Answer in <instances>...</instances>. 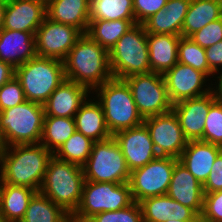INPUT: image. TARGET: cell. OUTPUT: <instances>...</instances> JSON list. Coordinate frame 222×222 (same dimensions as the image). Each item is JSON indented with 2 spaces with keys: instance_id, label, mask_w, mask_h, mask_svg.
Masks as SVG:
<instances>
[{
  "instance_id": "cell-1",
  "label": "cell",
  "mask_w": 222,
  "mask_h": 222,
  "mask_svg": "<svg viewBox=\"0 0 222 222\" xmlns=\"http://www.w3.org/2000/svg\"><path fill=\"white\" fill-rule=\"evenodd\" d=\"M53 153L43 144H16L0 149V180L39 191Z\"/></svg>"
},
{
  "instance_id": "cell-2",
  "label": "cell",
  "mask_w": 222,
  "mask_h": 222,
  "mask_svg": "<svg viewBox=\"0 0 222 222\" xmlns=\"http://www.w3.org/2000/svg\"><path fill=\"white\" fill-rule=\"evenodd\" d=\"M65 79L87 87H96L113 78L109 52L83 34L63 60Z\"/></svg>"
},
{
  "instance_id": "cell-3",
  "label": "cell",
  "mask_w": 222,
  "mask_h": 222,
  "mask_svg": "<svg viewBox=\"0 0 222 222\" xmlns=\"http://www.w3.org/2000/svg\"><path fill=\"white\" fill-rule=\"evenodd\" d=\"M85 182L81 166L52 156L39 192L72 215L82 198Z\"/></svg>"
},
{
  "instance_id": "cell-4",
  "label": "cell",
  "mask_w": 222,
  "mask_h": 222,
  "mask_svg": "<svg viewBox=\"0 0 222 222\" xmlns=\"http://www.w3.org/2000/svg\"><path fill=\"white\" fill-rule=\"evenodd\" d=\"M93 92H96L112 136L143 123L144 119L138 113L130 88L124 80L112 78L96 87Z\"/></svg>"
},
{
  "instance_id": "cell-5",
  "label": "cell",
  "mask_w": 222,
  "mask_h": 222,
  "mask_svg": "<svg viewBox=\"0 0 222 222\" xmlns=\"http://www.w3.org/2000/svg\"><path fill=\"white\" fill-rule=\"evenodd\" d=\"M44 117L43 105L28 100L1 111L0 142L2 147L40 143Z\"/></svg>"
},
{
  "instance_id": "cell-6",
  "label": "cell",
  "mask_w": 222,
  "mask_h": 222,
  "mask_svg": "<svg viewBox=\"0 0 222 222\" xmlns=\"http://www.w3.org/2000/svg\"><path fill=\"white\" fill-rule=\"evenodd\" d=\"M25 99L43 105L65 79L64 64L55 58L36 56L15 69Z\"/></svg>"
},
{
  "instance_id": "cell-7",
  "label": "cell",
  "mask_w": 222,
  "mask_h": 222,
  "mask_svg": "<svg viewBox=\"0 0 222 222\" xmlns=\"http://www.w3.org/2000/svg\"><path fill=\"white\" fill-rule=\"evenodd\" d=\"M109 64L116 79L151 72L147 32L142 24H135L116 42L109 51Z\"/></svg>"
},
{
  "instance_id": "cell-8",
  "label": "cell",
  "mask_w": 222,
  "mask_h": 222,
  "mask_svg": "<svg viewBox=\"0 0 222 222\" xmlns=\"http://www.w3.org/2000/svg\"><path fill=\"white\" fill-rule=\"evenodd\" d=\"M133 202L129 182L117 184L85 181L81 201L71 218L77 222H87L97 213L117 211Z\"/></svg>"
},
{
  "instance_id": "cell-9",
  "label": "cell",
  "mask_w": 222,
  "mask_h": 222,
  "mask_svg": "<svg viewBox=\"0 0 222 222\" xmlns=\"http://www.w3.org/2000/svg\"><path fill=\"white\" fill-rule=\"evenodd\" d=\"M82 169L85 181L121 184L130 180L125 157L113 137L93 143L91 154Z\"/></svg>"
},
{
  "instance_id": "cell-10",
  "label": "cell",
  "mask_w": 222,
  "mask_h": 222,
  "mask_svg": "<svg viewBox=\"0 0 222 222\" xmlns=\"http://www.w3.org/2000/svg\"><path fill=\"white\" fill-rule=\"evenodd\" d=\"M129 86L138 113L142 118L172 110L163 74L149 72L123 79Z\"/></svg>"
},
{
  "instance_id": "cell-11",
  "label": "cell",
  "mask_w": 222,
  "mask_h": 222,
  "mask_svg": "<svg viewBox=\"0 0 222 222\" xmlns=\"http://www.w3.org/2000/svg\"><path fill=\"white\" fill-rule=\"evenodd\" d=\"M179 159L158 156L145 166L130 172L129 185L134 202L167 194L175 163Z\"/></svg>"
},
{
  "instance_id": "cell-12",
  "label": "cell",
  "mask_w": 222,
  "mask_h": 222,
  "mask_svg": "<svg viewBox=\"0 0 222 222\" xmlns=\"http://www.w3.org/2000/svg\"><path fill=\"white\" fill-rule=\"evenodd\" d=\"M82 35L74 26L55 22L46 16L34 35L36 54L63 61Z\"/></svg>"
},
{
  "instance_id": "cell-13",
  "label": "cell",
  "mask_w": 222,
  "mask_h": 222,
  "mask_svg": "<svg viewBox=\"0 0 222 222\" xmlns=\"http://www.w3.org/2000/svg\"><path fill=\"white\" fill-rule=\"evenodd\" d=\"M158 156L179 159L188 140L185 138L176 114L167 113L144 118Z\"/></svg>"
},
{
  "instance_id": "cell-14",
  "label": "cell",
  "mask_w": 222,
  "mask_h": 222,
  "mask_svg": "<svg viewBox=\"0 0 222 222\" xmlns=\"http://www.w3.org/2000/svg\"><path fill=\"white\" fill-rule=\"evenodd\" d=\"M163 76L173 105L186 99L203 96L212 91L211 86L203 88L207 86L205 83L209 80L207 79L209 77L189 65L178 62L173 68L167 70Z\"/></svg>"
},
{
  "instance_id": "cell-15",
  "label": "cell",
  "mask_w": 222,
  "mask_h": 222,
  "mask_svg": "<svg viewBox=\"0 0 222 222\" xmlns=\"http://www.w3.org/2000/svg\"><path fill=\"white\" fill-rule=\"evenodd\" d=\"M112 137L119 144L130 172L145 166L158 157L144 123L116 132Z\"/></svg>"
},
{
  "instance_id": "cell-16",
  "label": "cell",
  "mask_w": 222,
  "mask_h": 222,
  "mask_svg": "<svg viewBox=\"0 0 222 222\" xmlns=\"http://www.w3.org/2000/svg\"><path fill=\"white\" fill-rule=\"evenodd\" d=\"M216 100L212 90L203 96L186 99L173 105L172 111L176 114L188 141L202 140L208 111Z\"/></svg>"
},
{
  "instance_id": "cell-17",
  "label": "cell",
  "mask_w": 222,
  "mask_h": 222,
  "mask_svg": "<svg viewBox=\"0 0 222 222\" xmlns=\"http://www.w3.org/2000/svg\"><path fill=\"white\" fill-rule=\"evenodd\" d=\"M46 16V0H6L3 29L35 35Z\"/></svg>"
},
{
  "instance_id": "cell-18",
  "label": "cell",
  "mask_w": 222,
  "mask_h": 222,
  "mask_svg": "<svg viewBox=\"0 0 222 222\" xmlns=\"http://www.w3.org/2000/svg\"><path fill=\"white\" fill-rule=\"evenodd\" d=\"M167 195L191 208L200 217L204 201L203 184L179 160L175 163Z\"/></svg>"
},
{
  "instance_id": "cell-19",
  "label": "cell",
  "mask_w": 222,
  "mask_h": 222,
  "mask_svg": "<svg viewBox=\"0 0 222 222\" xmlns=\"http://www.w3.org/2000/svg\"><path fill=\"white\" fill-rule=\"evenodd\" d=\"M89 93L87 87L65 80L43 104L45 117L74 118Z\"/></svg>"
},
{
  "instance_id": "cell-20",
  "label": "cell",
  "mask_w": 222,
  "mask_h": 222,
  "mask_svg": "<svg viewBox=\"0 0 222 222\" xmlns=\"http://www.w3.org/2000/svg\"><path fill=\"white\" fill-rule=\"evenodd\" d=\"M143 222H164L166 220H180L200 222V217L191 209L167 194L148 197L139 202Z\"/></svg>"
},
{
  "instance_id": "cell-21",
  "label": "cell",
  "mask_w": 222,
  "mask_h": 222,
  "mask_svg": "<svg viewBox=\"0 0 222 222\" xmlns=\"http://www.w3.org/2000/svg\"><path fill=\"white\" fill-rule=\"evenodd\" d=\"M35 36L32 32L2 29L0 31V60L15 69L36 57Z\"/></svg>"
},
{
  "instance_id": "cell-22",
  "label": "cell",
  "mask_w": 222,
  "mask_h": 222,
  "mask_svg": "<svg viewBox=\"0 0 222 222\" xmlns=\"http://www.w3.org/2000/svg\"><path fill=\"white\" fill-rule=\"evenodd\" d=\"M191 0H168L165 8L151 15L142 25L147 34L181 36L182 25Z\"/></svg>"
},
{
  "instance_id": "cell-23",
  "label": "cell",
  "mask_w": 222,
  "mask_h": 222,
  "mask_svg": "<svg viewBox=\"0 0 222 222\" xmlns=\"http://www.w3.org/2000/svg\"><path fill=\"white\" fill-rule=\"evenodd\" d=\"M221 151L222 147L216 144L201 140L188 141L179 161L201 184H204L216 157Z\"/></svg>"
},
{
  "instance_id": "cell-24",
  "label": "cell",
  "mask_w": 222,
  "mask_h": 222,
  "mask_svg": "<svg viewBox=\"0 0 222 222\" xmlns=\"http://www.w3.org/2000/svg\"><path fill=\"white\" fill-rule=\"evenodd\" d=\"M47 17L74 26L86 34L90 21V0H46Z\"/></svg>"
},
{
  "instance_id": "cell-25",
  "label": "cell",
  "mask_w": 222,
  "mask_h": 222,
  "mask_svg": "<svg viewBox=\"0 0 222 222\" xmlns=\"http://www.w3.org/2000/svg\"><path fill=\"white\" fill-rule=\"evenodd\" d=\"M180 37L172 34H147L151 72L164 74L178 63Z\"/></svg>"
},
{
  "instance_id": "cell-26",
  "label": "cell",
  "mask_w": 222,
  "mask_h": 222,
  "mask_svg": "<svg viewBox=\"0 0 222 222\" xmlns=\"http://www.w3.org/2000/svg\"><path fill=\"white\" fill-rule=\"evenodd\" d=\"M91 100L88 98L74 115L76 131L94 142L107 140L112 135L106 126L102 106L97 100Z\"/></svg>"
},
{
  "instance_id": "cell-27",
  "label": "cell",
  "mask_w": 222,
  "mask_h": 222,
  "mask_svg": "<svg viewBox=\"0 0 222 222\" xmlns=\"http://www.w3.org/2000/svg\"><path fill=\"white\" fill-rule=\"evenodd\" d=\"M37 191L18 185L1 182L0 216L5 222H20L26 213L29 202Z\"/></svg>"
},
{
  "instance_id": "cell-28",
  "label": "cell",
  "mask_w": 222,
  "mask_h": 222,
  "mask_svg": "<svg viewBox=\"0 0 222 222\" xmlns=\"http://www.w3.org/2000/svg\"><path fill=\"white\" fill-rule=\"evenodd\" d=\"M222 17V1L191 0L182 25L181 36L190 37L210 22Z\"/></svg>"
},
{
  "instance_id": "cell-29",
  "label": "cell",
  "mask_w": 222,
  "mask_h": 222,
  "mask_svg": "<svg viewBox=\"0 0 222 222\" xmlns=\"http://www.w3.org/2000/svg\"><path fill=\"white\" fill-rule=\"evenodd\" d=\"M136 23V20H90L86 34L108 52Z\"/></svg>"
},
{
  "instance_id": "cell-30",
  "label": "cell",
  "mask_w": 222,
  "mask_h": 222,
  "mask_svg": "<svg viewBox=\"0 0 222 222\" xmlns=\"http://www.w3.org/2000/svg\"><path fill=\"white\" fill-rule=\"evenodd\" d=\"M71 215L46 195L36 192L20 222H67Z\"/></svg>"
},
{
  "instance_id": "cell-31",
  "label": "cell",
  "mask_w": 222,
  "mask_h": 222,
  "mask_svg": "<svg viewBox=\"0 0 222 222\" xmlns=\"http://www.w3.org/2000/svg\"><path fill=\"white\" fill-rule=\"evenodd\" d=\"M75 132L74 118L44 117L40 143L54 154Z\"/></svg>"
},
{
  "instance_id": "cell-32",
  "label": "cell",
  "mask_w": 222,
  "mask_h": 222,
  "mask_svg": "<svg viewBox=\"0 0 222 222\" xmlns=\"http://www.w3.org/2000/svg\"><path fill=\"white\" fill-rule=\"evenodd\" d=\"M135 20L133 0H90V20Z\"/></svg>"
},
{
  "instance_id": "cell-33",
  "label": "cell",
  "mask_w": 222,
  "mask_h": 222,
  "mask_svg": "<svg viewBox=\"0 0 222 222\" xmlns=\"http://www.w3.org/2000/svg\"><path fill=\"white\" fill-rule=\"evenodd\" d=\"M94 141L80 132H75L53 154L60 160L83 166L91 154Z\"/></svg>"
},
{
  "instance_id": "cell-34",
  "label": "cell",
  "mask_w": 222,
  "mask_h": 222,
  "mask_svg": "<svg viewBox=\"0 0 222 222\" xmlns=\"http://www.w3.org/2000/svg\"><path fill=\"white\" fill-rule=\"evenodd\" d=\"M178 62L203 72L207 77L214 74L209 69L204 48L200 47L189 37H180L178 44Z\"/></svg>"
},
{
  "instance_id": "cell-35",
  "label": "cell",
  "mask_w": 222,
  "mask_h": 222,
  "mask_svg": "<svg viewBox=\"0 0 222 222\" xmlns=\"http://www.w3.org/2000/svg\"><path fill=\"white\" fill-rule=\"evenodd\" d=\"M201 141L222 147V102L218 100L210 106Z\"/></svg>"
},
{
  "instance_id": "cell-36",
  "label": "cell",
  "mask_w": 222,
  "mask_h": 222,
  "mask_svg": "<svg viewBox=\"0 0 222 222\" xmlns=\"http://www.w3.org/2000/svg\"><path fill=\"white\" fill-rule=\"evenodd\" d=\"M87 222H143V216L140 204L133 202L130 206L117 211L97 213Z\"/></svg>"
},
{
  "instance_id": "cell-37",
  "label": "cell",
  "mask_w": 222,
  "mask_h": 222,
  "mask_svg": "<svg viewBox=\"0 0 222 222\" xmlns=\"http://www.w3.org/2000/svg\"><path fill=\"white\" fill-rule=\"evenodd\" d=\"M25 101L23 88L15 76L0 87V112Z\"/></svg>"
},
{
  "instance_id": "cell-38",
  "label": "cell",
  "mask_w": 222,
  "mask_h": 222,
  "mask_svg": "<svg viewBox=\"0 0 222 222\" xmlns=\"http://www.w3.org/2000/svg\"><path fill=\"white\" fill-rule=\"evenodd\" d=\"M200 222H222V190L204 193Z\"/></svg>"
},
{
  "instance_id": "cell-39",
  "label": "cell",
  "mask_w": 222,
  "mask_h": 222,
  "mask_svg": "<svg viewBox=\"0 0 222 222\" xmlns=\"http://www.w3.org/2000/svg\"><path fill=\"white\" fill-rule=\"evenodd\" d=\"M202 48L217 44L222 40V17L210 22L201 30L196 31L189 37Z\"/></svg>"
},
{
  "instance_id": "cell-40",
  "label": "cell",
  "mask_w": 222,
  "mask_h": 222,
  "mask_svg": "<svg viewBox=\"0 0 222 222\" xmlns=\"http://www.w3.org/2000/svg\"><path fill=\"white\" fill-rule=\"evenodd\" d=\"M168 0H133L136 23L142 24L151 15L164 9Z\"/></svg>"
},
{
  "instance_id": "cell-41",
  "label": "cell",
  "mask_w": 222,
  "mask_h": 222,
  "mask_svg": "<svg viewBox=\"0 0 222 222\" xmlns=\"http://www.w3.org/2000/svg\"><path fill=\"white\" fill-rule=\"evenodd\" d=\"M222 190V151L216 157L211 172L203 184L204 193Z\"/></svg>"
},
{
  "instance_id": "cell-42",
  "label": "cell",
  "mask_w": 222,
  "mask_h": 222,
  "mask_svg": "<svg viewBox=\"0 0 222 222\" xmlns=\"http://www.w3.org/2000/svg\"><path fill=\"white\" fill-rule=\"evenodd\" d=\"M209 69L218 73L222 68V40L217 44L204 48ZM222 72V69H221Z\"/></svg>"
},
{
  "instance_id": "cell-43",
  "label": "cell",
  "mask_w": 222,
  "mask_h": 222,
  "mask_svg": "<svg viewBox=\"0 0 222 222\" xmlns=\"http://www.w3.org/2000/svg\"><path fill=\"white\" fill-rule=\"evenodd\" d=\"M15 76V68L0 60V87Z\"/></svg>"
},
{
  "instance_id": "cell-44",
  "label": "cell",
  "mask_w": 222,
  "mask_h": 222,
  "mask_svg": "<svg viewBox=\"0 0 222 222\" xmlns=\"http://www.w3.org/2000/svg\"><path fill=\"white\" fill-rule=\"evenodd\" d=\"M219 79V80H218ZM217 86L216 88L214 89L213 87V91L215 93V96H216V99L220 102H222V72H220V76H217Z\"/></svg>"
},
{
  "instance_id": "cell-45",
  "label": "cell",
  "mask_w": 222,
  "mask_h": 222,
  "mask_svg": "<svg viewBox=\"0 0 222 222\" xmlns=\"http://www.w3.org/2000/svg\"><path fill=\"white\" fill-rule=\"evenodd\" d=\"M6 6V0H0V31L3 29L4 10Z\"/></svg>"
},
{
  "instance_id": "cell-46",
  "label": "cell",
  "mask_w": 222,
  "mask_h": 222,
  "mask_svg": "<svg viewBox=\"0 0 222 222\" xmlns=\"http://www.w3.org/2000/svg\"><path fill=\"white\" fill-rule=\"evenodd\" d=\"M164 222H187V221H180V220H166Z\"/></svg>"
},
{
  "instance_id": "cell-47",
  "label": "cell",
  "mask_w": 222,
  "mask_h": 222,
  "mask_svg": "<svg viewBox=\"0 0 222 222\" xmlns=\"http://www.w3.org/2000/svg\"><path fill=\"white\" fill-rule=\"evenodd\" d=\"M67 222H77L76 220L70 218Z\"/></svg>"
},
{
  "instance_id": "cell-48",
  "label": "cell",
  "mask_w": 222,
  "mask_h": 222,
  "mask_svg": "<svg viewBox=\"0 0 222 222\" xmlns=\"http://www.w3.org/2000/svg\"><path fill=\"white\" fill-rule=\"evenodd\" d=\"M0 222H5V220L0 216Z\"/></svg>"
}]
</instances>
